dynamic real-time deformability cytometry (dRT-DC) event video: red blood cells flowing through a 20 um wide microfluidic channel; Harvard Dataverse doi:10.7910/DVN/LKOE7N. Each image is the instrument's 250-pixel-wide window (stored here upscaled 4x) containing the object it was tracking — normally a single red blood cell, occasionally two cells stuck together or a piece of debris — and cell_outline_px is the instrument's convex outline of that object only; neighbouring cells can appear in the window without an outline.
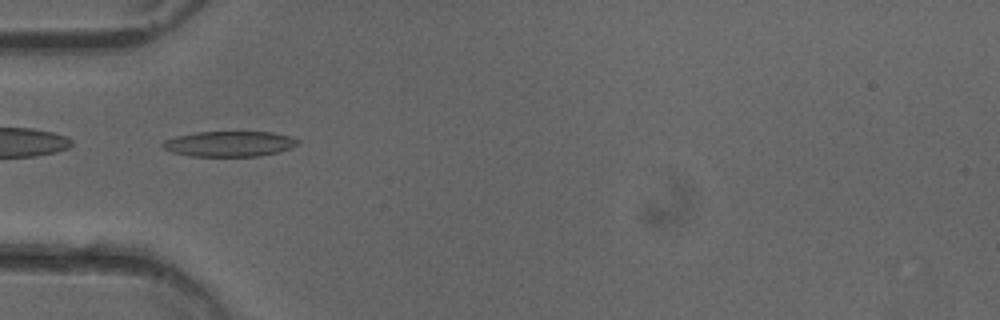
{"species": "common noctule bat (a hibernating species)", "species_latin": "Nyctalus noctula", "temperature_condition": "cold", "stored_images_in_passage": 51, "camera_frame_rate_fps": 3000, "um_per_image_px": 0.085, "animal": {"sex": "female"}, "frame": {"image": 1, "passage_image": 16, "time_ms": 5.0, "image_size_px": [1000, 320], "cell_outline_px": [[300, 144], [280, 152], [260, 156], [192, 156], [172, 152], [164, 148], [160, 144], [164, 140], [176, 136], [196, 132], [272, 132], [288, 136], [300, 140]], "centroid_in_image_um": [19.51, 12.23], "position_along_channel_um": 65.5, "area_um2": 20.06}}
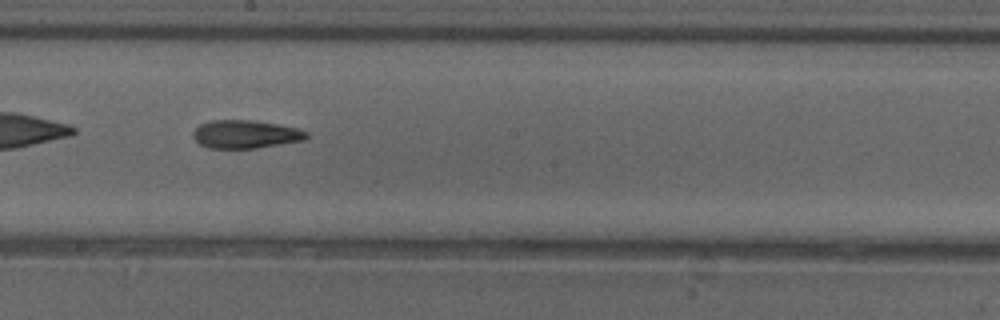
{"frame": {"image": 2, "passage_image": 28, "time_ms": 9.0, "image_size_px": [1000, 320], "cell_outline_px": [[308, 136], [304, 140], [256, 148], [208, 148], [200, 144], [192, 136], [192, 132], [200, 124], [212, 120], [252, 120], [276, 124], [296, 128], [308, 132]], "centroid_in_image_um": [20.84, 11.41], "position_along_channel_um": 227.4, "area_um2": 18.5}}
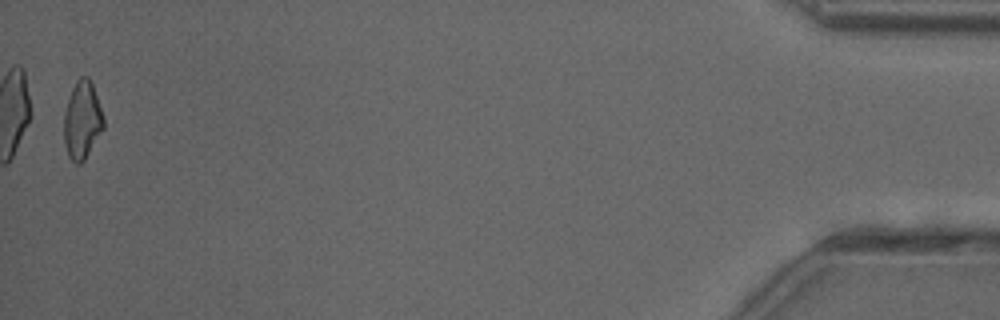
{"frame": {"image": 3, "passage_image": 50, "time_ms": 16.333, "image_size_px": [1000, 320], "cell_outline_px": [[104, 128], [84, 160], [80, 164], [76, 164], [68, 156], [64, 144], [64, 112], [72, 88], [76, 80], [80, 76], [88, 76], [92, 84], [104, 116]], "centroid_in_image_um": [6.98, 10.22], "position_along_channel_um": 428.2, "area_um2": 17.98}, "authors_computed_cell_mechanics": {"area_um2": 18.785, "velocity_mm_per_s": 4.0412, "shape_relaxation_time_tau1_ms": null, "shape_relaxation_time_tau2_ms": 7.2213, "deformation_change_tau1": null, "deformation_change_tau2": 0.1928}}